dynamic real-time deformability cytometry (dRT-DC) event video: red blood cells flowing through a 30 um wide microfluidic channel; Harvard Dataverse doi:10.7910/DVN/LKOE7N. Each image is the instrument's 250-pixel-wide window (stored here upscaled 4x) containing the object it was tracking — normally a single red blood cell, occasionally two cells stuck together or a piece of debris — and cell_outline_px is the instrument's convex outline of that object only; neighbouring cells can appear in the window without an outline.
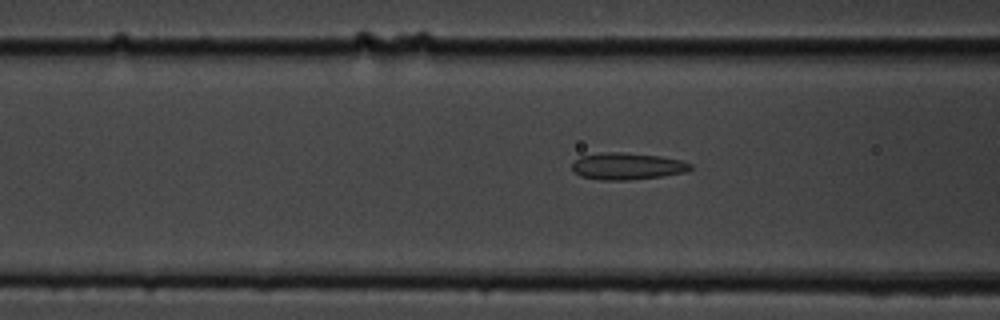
{"species": "common noctule bat (a hibernating species)", "species_latin": "Nyctalus noctula", "temperature_condition": "cold", "stored_images_in_passage": 44, "camera_frame_rate_fps": 3000, "um_per_image_px": 0.085, "animal": {"sex": "male", "body_mass_g": 19.5, "forearm_length_mm": 54.6}, "frame": {"image": 1, "passage_image": 21, "time_ms": 6.667, "image_size_px": [1000, 320], "cell_outline_px": [[692, 168], [688, 172], [660, 176], [628, 180], [600, 180], [580, 176], [572, 172], [572, 160], [580, 156], [600, 152], [620, 152], [660, 156], [680, 160], [692, 164]], "centroid_in_image_um": [53.26, 14.12], "position_along_channel_um": 113.3, "area_um2": 18.73}}
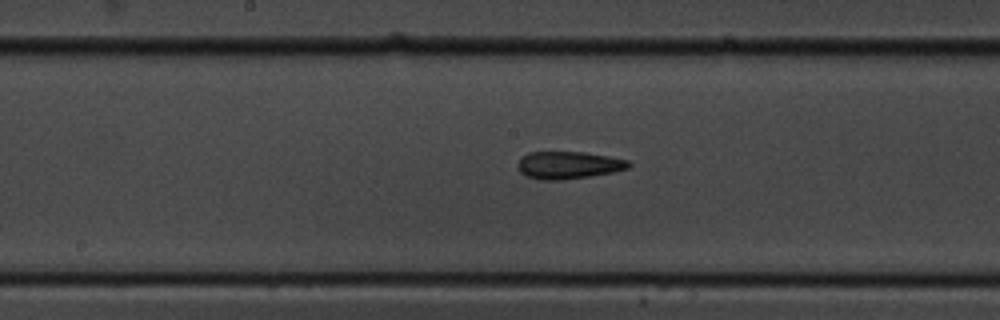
{"frame": {"image": 2, "passage_image": 28, "time_ms": 9.0, "image_size_px": [1000, 320], "cell_outline_px": [[632, 164], [628, 168], [612, 172], [588, 176], [560, 180], [540, 180], [524, 176], [520, 172], [520, 160], [528, 152], [584, 152], [608, 156], [628, 160]], "centroid_in_image_um": [48.33, 14.04], "position_along_channel_um": 199.9, "area_um2": 17.51}}
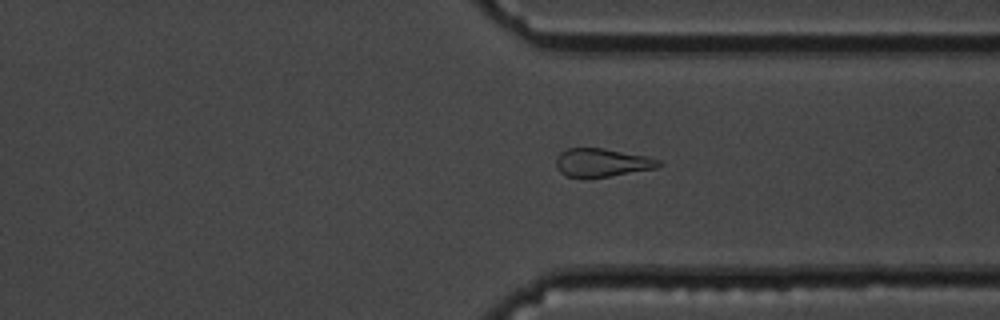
{"frame": {"image": 3, "passage_image": 41, "time_ms": 13.333, "image_size_px": [1000, 320], "cell_outline_px": [[664, 164], [656, 168], [588, 180], [564, 176], [556, 168], [556, 156], [560, 152], [568, 148], [604, 148], [648, 156], [660, 160]], "centroid_in_image_um": [51.14, 13.85], "position_along_channel_um": 360.3, "area_um2": 17.57}}